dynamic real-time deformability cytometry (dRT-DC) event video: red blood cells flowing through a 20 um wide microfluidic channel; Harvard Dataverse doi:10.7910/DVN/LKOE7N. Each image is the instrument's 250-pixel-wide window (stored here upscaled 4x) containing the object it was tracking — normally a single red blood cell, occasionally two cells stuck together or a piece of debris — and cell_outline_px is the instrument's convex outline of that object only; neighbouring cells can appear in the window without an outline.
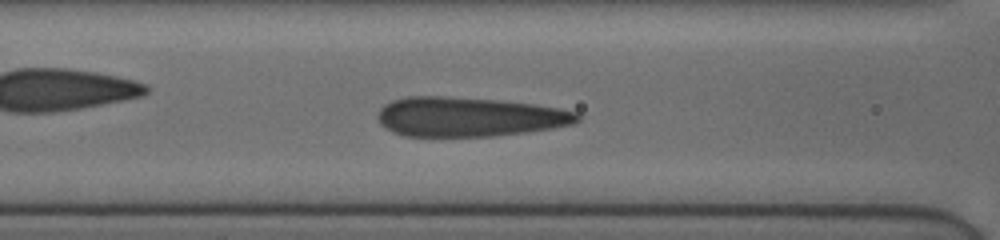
{"species": "human", "species_latin": "Homo sapiens", "temperature_condition": "cold", "stored_images_in_passage": 32, "camera_frame_rate_fps": 3000, "um_per_image_px": 0.085, "donor": {"sex": "female"}, "frame": {"image": 1, "passage_image": 10, "time_ms": 5.0, "image_size_px": [1000, 240], "cell_outline_px": [[580, 120], [572, 124], [552, 128], [528, 132], [492, 136], [404, 136], [392, 132], [384, 128], [380, 124], [376, 116], [380, 108], [384, 104], [392, 100], [404, 96], [444, 96], [496, 100], [532, 104], [560, 108], [580, 112]], "centroid_in_image_um": [39.83, 9.93], "position_along_channel_um": 126.8, "area_um2": 46.24}}
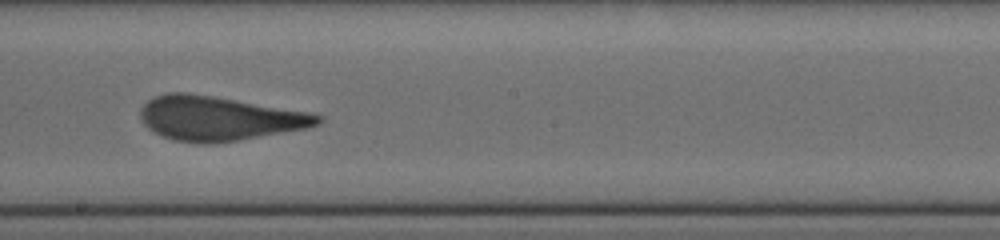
{"frame": {"image": 2, "passage_image": 16, "time_ms": 7.667, "image_size_px": [1000, 240], "cell_outline_px": [[324, 120], [320, 124], [308, 128], [236, 140], [208, 144], [204, 144], [172, 140], [148, 128], [140, 120], [140, 108], [148, 100], [156, 96], [168, 92], [184, 92], [212, 96], [312, 112], [324, 116]], "centroid_in_image_um": [18.64, 10.05], "position_along_channel_um": 229.6, "area_um2": 45.78}}
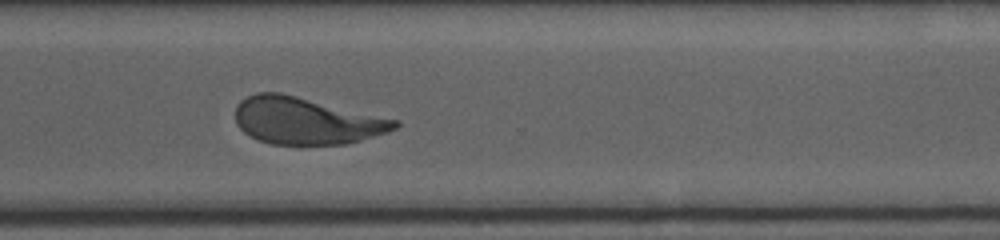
{"frame": {"image": 3, "passage_image": 22, "time_ms": 10.667, "image_size_px": [1000, 240], "cell_outline_px": [[400, 124], [396, 128], [360, 140], [344, 144], [272, 144], [260, 140], [244, 132], [236, 124], [236, 104], [240, 100], [256, 92], [280, 92], [400, 120]], "centroid_in_image_um": [26.0, 10.25], "position_along_channel_um": 344.6, "area_um2": 43.35}}